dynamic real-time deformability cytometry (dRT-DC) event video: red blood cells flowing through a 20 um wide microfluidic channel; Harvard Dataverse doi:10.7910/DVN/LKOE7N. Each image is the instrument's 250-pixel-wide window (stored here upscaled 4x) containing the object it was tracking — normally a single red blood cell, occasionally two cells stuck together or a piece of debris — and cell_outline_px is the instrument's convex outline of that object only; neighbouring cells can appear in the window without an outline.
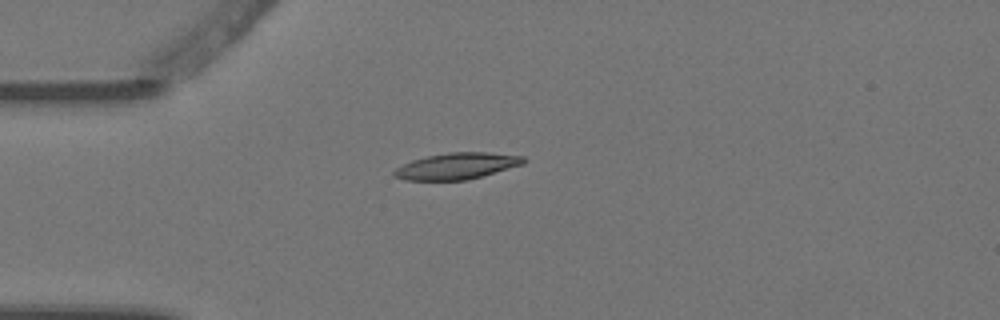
{"species": "Egyptian fruit bat (a non-hibernating species)", "species_latin": "Rousettus aegyptiacus", "temperature_condition": "warm", "stored_images_in_passage": 6, "camera_frame_rate_fps": 3000, "um_per_image_px": 0.085, "animal": {"sex": "female"}, "frame": {"image": 1, "passage_image": 3, "time_ms": 0.667, "image_size_px": [1000, 320], "cell_outline_px": [[528, 160], [524, 164], [480, 176], [464, 180], [404, 180], [392, 176], [392, 172], [396, 168], [412, 160], [428, 156], [448, 152], [488, 152], [524, 156]], "centroid_in_image_um": [38.83, 14.1], "position_along_channel_um": 46.2, "area_um2": 19.83}}
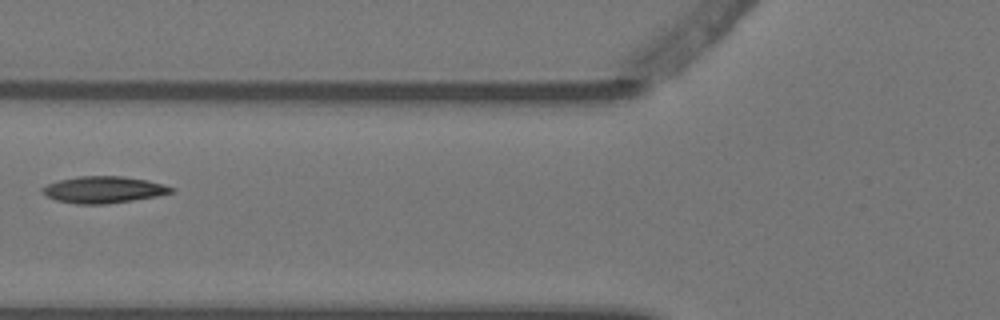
{"frame": {"image": 2, "passage_image": 5, "time_ms": 1.333, "image_size_px": [1000, 320], "cell_outline_px": [[176, 188], [172, 192], [156, 196], [132, 200], [104, 204], [76, 204], [56, 200], [40, 192], [40, 188], [48, 184], [60, 180], [80, 176], [124, 176], [148, 180], [164, 184]], "centroid_in_image_um": [8.8, 16.12], "position_along_channel_um": 117.0, "area_um2": 20.0}}
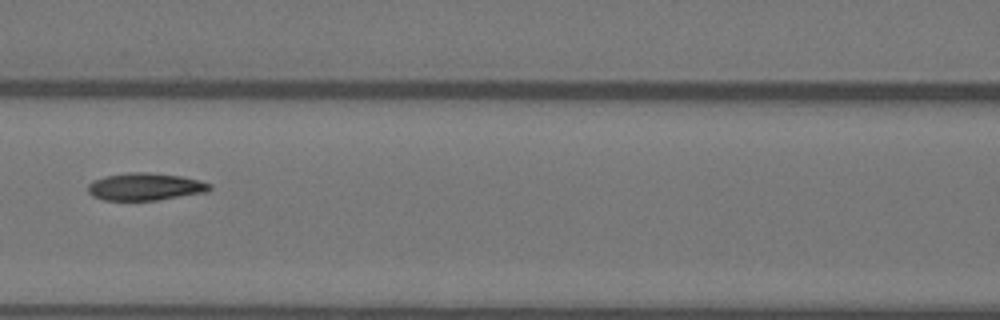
{"frame": {"image": 3, "passage_image": 6, "time_ms": 1.667, "image_size_px": [1000, 320], "cell_outline_px": [[212, 188], [208, 192], [156, 200], [104, 200], [92, 196], [88, 192], [88, 184], [92, 180], [104, 176], [128, 172], [148, 172], [180, 176], [200, 180], [212, 184]], "centroid_in_image_um": [12.34, 15.86], "position_along_channel_um": 154.3, "area_um2": 19.59}}